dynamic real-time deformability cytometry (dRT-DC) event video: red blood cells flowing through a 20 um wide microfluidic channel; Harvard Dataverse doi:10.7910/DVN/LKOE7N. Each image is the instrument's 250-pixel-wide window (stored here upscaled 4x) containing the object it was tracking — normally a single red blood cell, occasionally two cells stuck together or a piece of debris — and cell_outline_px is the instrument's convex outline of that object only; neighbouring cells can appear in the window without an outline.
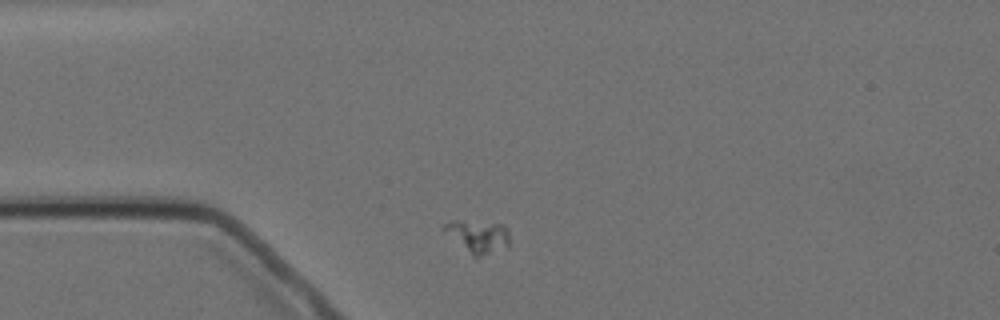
{"species": "Egyptian fruit bat (a non-hibernating species)", "species_latin": "Rousettus aegyptiacus", "temperature_condition": "cold", "stored_images_in_passage": 3, "camera_frame_rate_fps": 3000, "um_per_image_px": 0.085, "animal": {"sex": "female"}, "frame": {"image": 1, "passage_image": 1, "time_ms": 0.0, "image_size_px": [1000, 320], "cell_outline_px": [[508, 248], [476, 260], [440, 228], [444, 224], [452, 220], [456, 220], [504, 224], [508, 228]], "centroid_in_image_um": [40.64, 20.14], "position_along_channel_um": 44.4, "area_um2": 12.95}}
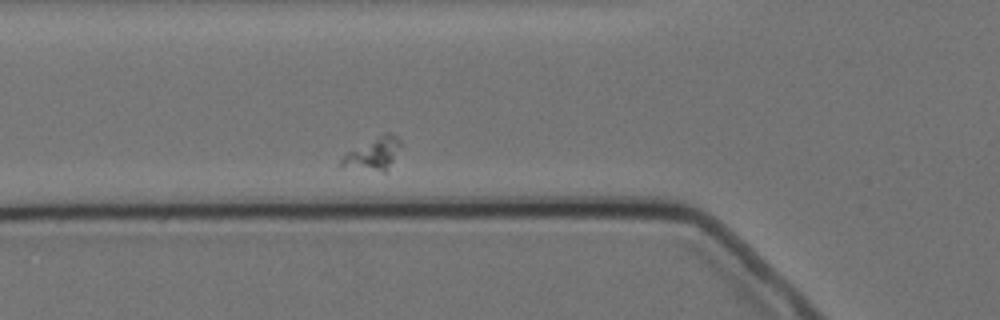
{"frame": {"image": 2, "passage_image": 3, "time_ms": 2.333, "image_size_px": [1000, 320], "cell_outline_px": [[400, 144], [392, 160], [384, 172], [340, 168], [340, 160], [348, 152], [388, 132], [396, 136], [400, 140]], "centroid_in_image_um": [31.66, 13.13], "position_along_channel_um": 94.1, "area_um2": 10.64}}